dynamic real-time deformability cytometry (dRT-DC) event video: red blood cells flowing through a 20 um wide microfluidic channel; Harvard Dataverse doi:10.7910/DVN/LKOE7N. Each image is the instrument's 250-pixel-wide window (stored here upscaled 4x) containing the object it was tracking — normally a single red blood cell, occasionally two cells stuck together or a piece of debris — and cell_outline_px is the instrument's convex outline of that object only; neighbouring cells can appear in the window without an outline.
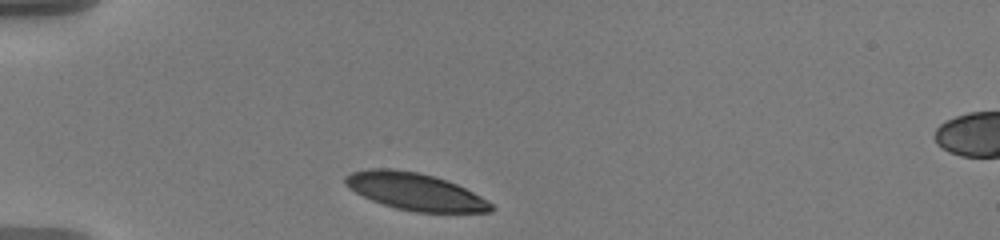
{"species": "human", "species_latin": "Homo sapiens", "temperature_condition": "warm", "stored_images_in_passage": 19, "camera_frame_rate_fps": 3000, "um_per_image_px": 0.085, "donor": {"sex": "male"}, "frame": {"image": 1, "passage_image": 1, "time_ms": 0.0, "image_size_px": [1000, 240], "cell_outline_px": [[496, 208], [492, 212], [416, 212], [396, 208], [372, 200], [348, 188], [344, 184], [344, 176], [352, 172], [368, 168], [388, 168], [416, 172], [432, 176], [456, 184], [480, 196], [492, 204]], "centroid_in_image_um": [35.26, 16.28], "position_along_channel_um": 49.7, "area_um2": 31.27}}
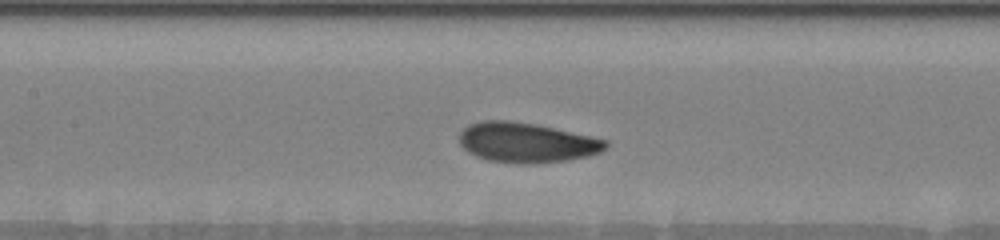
{"frame": {"image": 2, "passage_image": 7, "time_ms": 4.0, "image_size_px": [1000, 240], "cell_outline_px": [[608, 144], [600, 152], [588, 156], [568, 160], [536, 164], [520, 164], [484, 160], [468, 152], [460, 144], [460, 132], [468, 124], [484, 120], [508, 120], [536, 124], [608, 140]], "centroid_in_image_um": [44.73, 12.13], "position_along_channel_um": 162.7, "area_um2": 34.22}}
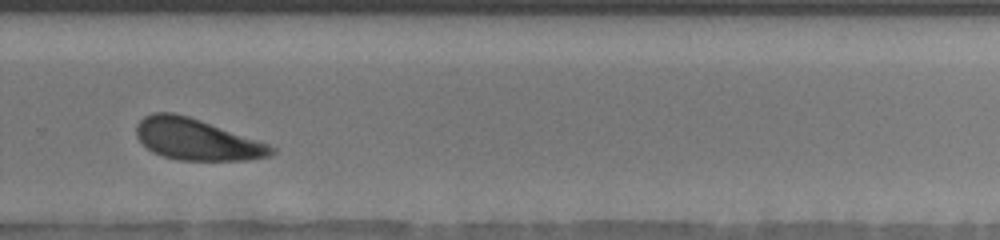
{"frame": {"image": 3, "passage_image": 14, "time_ms": 8.333, "image_size_px": [1000, 240], "cell_outline_px": [[276, 152], [268, 156], [248, 160], [176, 160], [152, 152], [136, 136], [136, 124], [144, 116], [152, 112], [172, 112], [188, 116], [200, 120], [268, 144], [276, 148]], "centroid_in_image_um": [16.69, 11.85], "position_along_channel_um": 313.1, "area_um2": 32.25}, "authors_computed_cell_mechanics": {"area_um2": 33.4084, "velocity_mm_per_s": 3.479, "shape_relaxation_time_tau1_ms": 1.7764, "shape_relaxation_time_tau2_ms": null, "deformation_change_tau1": 0.1281, "deformation_change_tau2": null}}